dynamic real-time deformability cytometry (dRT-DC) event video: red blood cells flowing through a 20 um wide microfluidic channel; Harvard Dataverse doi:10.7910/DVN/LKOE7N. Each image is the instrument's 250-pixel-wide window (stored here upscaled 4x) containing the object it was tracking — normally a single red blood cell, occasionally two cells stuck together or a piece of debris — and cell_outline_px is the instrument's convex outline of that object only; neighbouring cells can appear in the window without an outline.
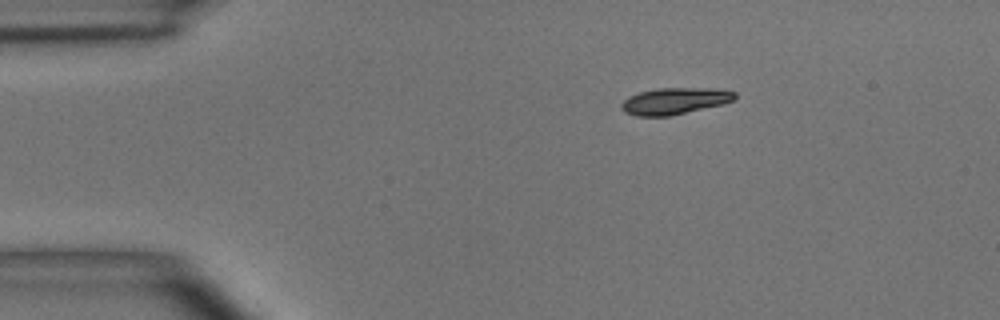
{"species": "common noctule bat (a hibernating species)", "species_latin": "Nyctalus noctula", "temperature_condition": "room temperature", "stored_images_in_passage": 8, "camera_frame_rate_fps": 3000, "um_per_image_px": 0.085, "animal": {"sex": "male", "body_mass_g": 15.6}, "frame": {"image": 1, "passage_image": 1, "time_ms": 0.0, "image_size_px": [1000, 320], "cell_outline_px": [[736, 96], [732, 100], [724, 104], [668, 116], [636, 116], [624, 112], [620, 108], [620, 104], [628, 96], [640, 92], [656, 88], [716, 88], [736, 92]], "centroid_in_image_um": [57.32, 8.58], "position_along_channel_um": 27.7, "area_um2": 17.63}}
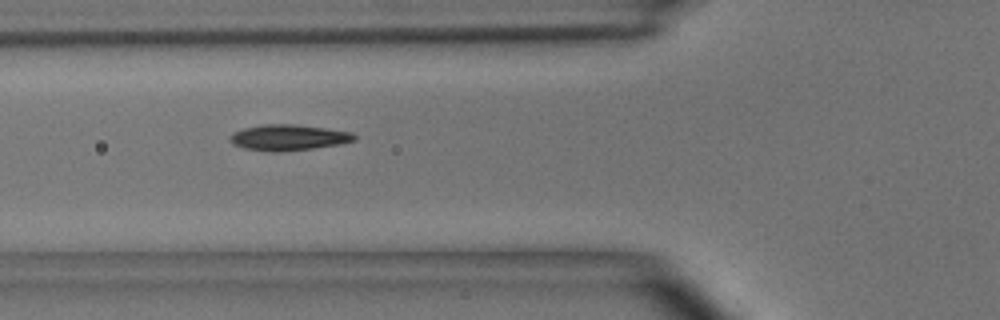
{"frame": {"image": 2, "passage_image": 4, "time_ms": 3.333, "image_size_px": [1000, 320], "cell_outline_px": [[356, 140], [340, 144], [312, 148], [280, 152], [268, 152], [244, 148], [232, 144], [228, 140], [228, 136], [232, 132], [244, 128], [260, 124], [292, 124], [324, 128], [352, 132], [356, 136]], "centroid_in_image_um": [24.45, 11.69], "position_along_channel_um": 101.3, "area_um2": 18.9}}
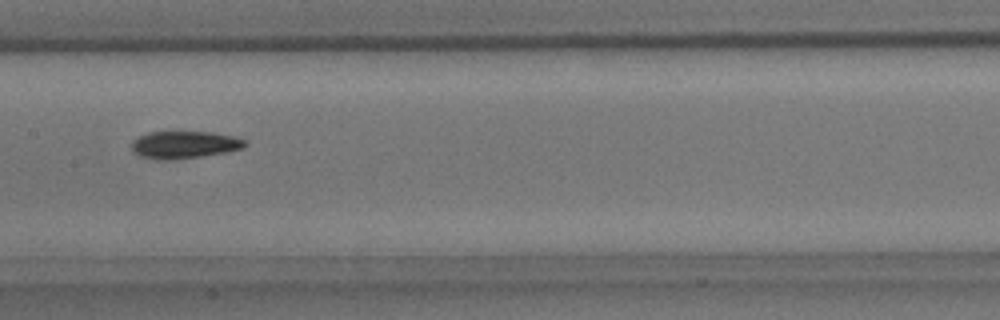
{"frame": {"image": 3, "passage_image": 6, "time_ms": 5.667, "image_size_px": [1000, 320], "cell_outline_px": [[248, 144], [244, 148], [224, 152], [200, 156], [164, 160], [160, 160], [140, 156], [132, 152], [132, 140], [148, 132], [212, 132], [236, 136], [248, 140]], "centroid_in_image_um": [15.7, 12.29], "position_along_channel_um": 191.7, "area_um2": 18.09}}